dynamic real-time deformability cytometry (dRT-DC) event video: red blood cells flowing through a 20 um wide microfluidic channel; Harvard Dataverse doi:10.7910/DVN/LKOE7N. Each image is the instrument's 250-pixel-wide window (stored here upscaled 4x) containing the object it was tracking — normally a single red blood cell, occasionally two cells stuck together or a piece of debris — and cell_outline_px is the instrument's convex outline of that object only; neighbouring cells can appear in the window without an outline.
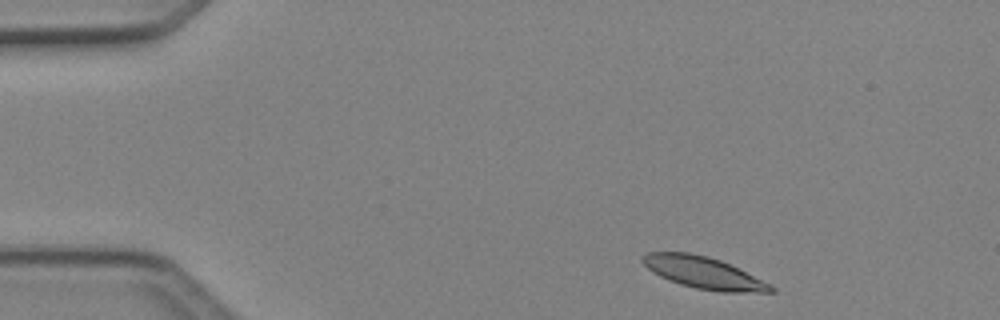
{"species": "Egyptian fruit bat (a non-hibernating species)", "species_latin": "Rousettus aegyptiacus", "temperature_condition": "cold", "stored_images_in_passage": 44, "camera_frame_rate_fps": 3000, "um_per_image_px": 0.085, "animal": {"sex": "female"}, "frame": {"image": 1, "passage_image": 2, "time_ms": 0.333, "image_size_px": [1000, 320], "cell_outline_px": [[776, 292], [720, 292], [696, 288], [680, 284], [660, 276], [652, 272], [640, 260], [640, 256], [648, 252], [688, 252], [708, 256], [720, 260], [772, 284], [776, 288]], "centroid_in_image_um": [59.81, 23.18], "position_along_channel_um": 25.2, "area_um2": 23.81}}
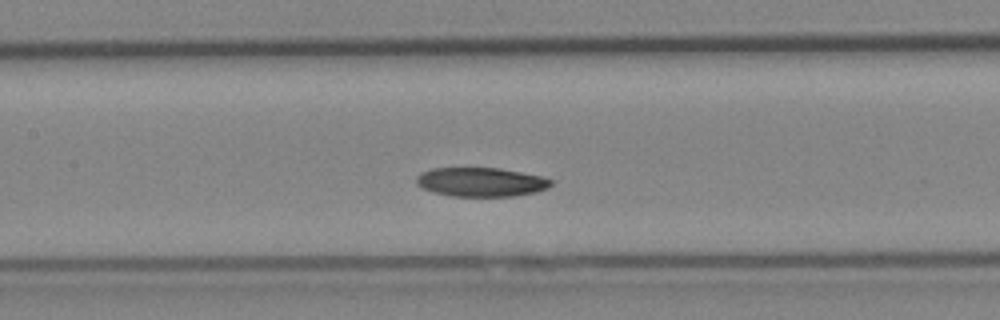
{"frame": {"image": 2, "passage_image": 18, "time_ms": 5.667, "image_size_px": [1000, 320], "cell_outline_px": [[552, 184], [548, 188], [536, 192], [516, 196], [452, 196], [432, 192], [416, 184], [416, 176], [420, 172], [432, 168], [500, 168], [540, 176], [552, 180]], "centroid_in_image_um": [40.86, 15.47], "position_along_channel_um": 166.5, "area_um2": 22.83}}
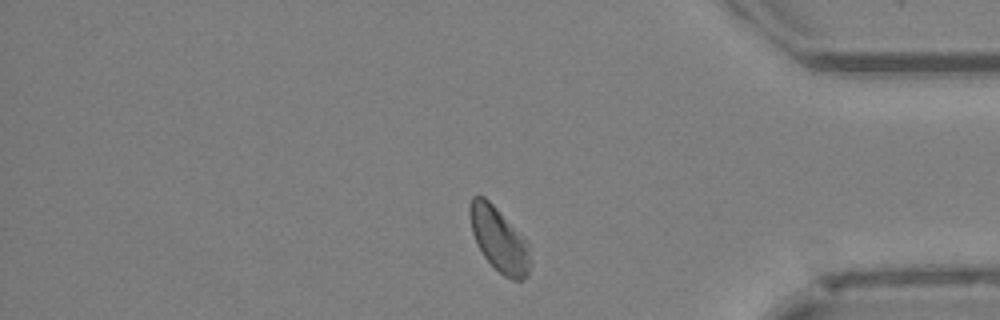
{"frame": {"image": 3, "passage_image": 36, "time_ms": 11.667, "image_size_px": [1000, 320], "cell_outline_px": [[532, 264], [528, 276], [520, 280], [512, 280], [504, 276], [484, 256], [472, 232], [468, 212], [468, 208], [472, 196], [484, 196], [528, 240]], "centroid_in_image_um": [42.46, 20.37], "position_along_channel_um": 392.7, "area_um2": 22.72}, "authors_computed_cell_mechanics": {"area_um2": 23.4668, "velocity_mm_per_s": 4.1257, "shape_relaxation_time_tau1_ms": 4.1003, "shape_relaxation_time_tau2_ms": null, "deformation_change_tau1": 0.0981, "deformation_change_tau2": null}}